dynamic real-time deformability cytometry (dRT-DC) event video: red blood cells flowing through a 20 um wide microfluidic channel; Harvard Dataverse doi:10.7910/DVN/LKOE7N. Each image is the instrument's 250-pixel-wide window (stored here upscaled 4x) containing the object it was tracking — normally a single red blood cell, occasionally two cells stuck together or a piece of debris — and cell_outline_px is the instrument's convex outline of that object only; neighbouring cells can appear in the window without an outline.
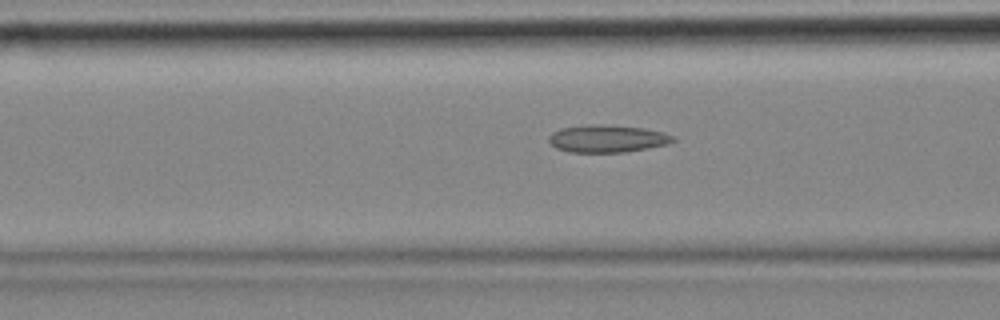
{"species": "common noctule bat (a hibernating species)", "species_latin": "Nyctalus noctula", "temperature_condition": "cold", "stored_images_in_passage": 58, "segment_of_instrument_passage": [1, 2], "camera_frame_rate_fps": 3000, "um_per_image_px": 0.085, "animal": {"sex": "female", "body_mass_g": 18.4}, "frame": {"image": 1, "passage_image": 21, "time_ms": 6.667, "image_size_px": [1000, 320], "cell_outline_px": [[676, 140], [668, 144], [648, 148], [624, 152], [568, 152], [556, 148], [548, 140], [548, 136], [552, 132], [560, 128], [588, 124], [604, 124], [644, 128], [664, 132], [676, 136]], "centroid_in_image_um": [51.63, 11.77], "position_along_channel_um": 115.0, "area_um2": 20.11}}
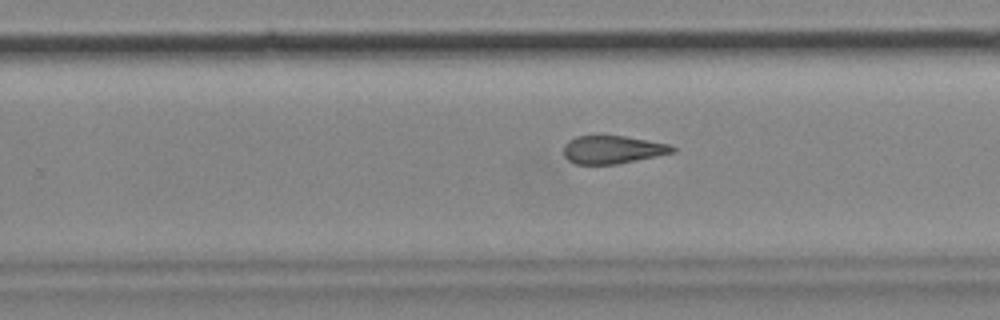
{"frame": {"image": 2, "passage_image": 35, "time_ms": 11.333, "image_size_px": [1000, 320], "cell_outline_px": [[676, 152], [616, 164], [576, 164], [568, 160], [564, 156], [564, 144], [568, 140], [576, 136], [624, 136], [668, 144], [676, 148]], "centroid_in_image_um": [52.04, 12.72], "position_along_channel_um": 277.8, "area_um2": 17.63}}
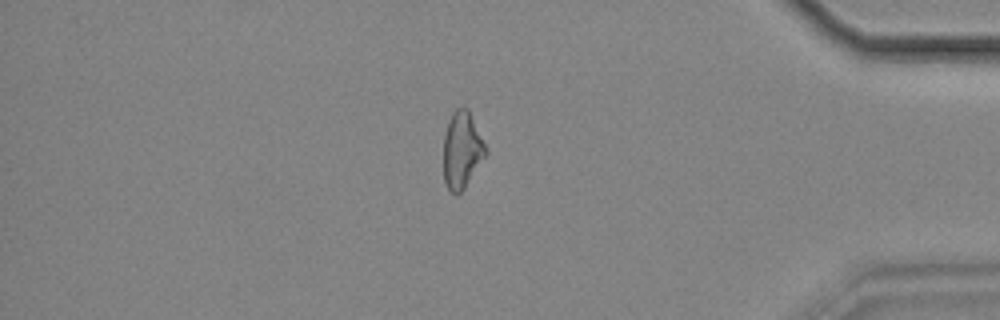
{"frame": {"image": 3, "passage_image": 48, "time_ms": 15.667, "image_size_px": [1000, 320], "cell_outline_px": [[488, 152], [464, 188], [460, 192], [452, 192], [444, 184], [444, 132], [448, 120], [452, 112], [456, 108], [464, 104], [468, 108]], "centroid_in_image_um": [39.25, 12.69], "position_along_channel_um": 396.0, "area_um2": 18.79}}